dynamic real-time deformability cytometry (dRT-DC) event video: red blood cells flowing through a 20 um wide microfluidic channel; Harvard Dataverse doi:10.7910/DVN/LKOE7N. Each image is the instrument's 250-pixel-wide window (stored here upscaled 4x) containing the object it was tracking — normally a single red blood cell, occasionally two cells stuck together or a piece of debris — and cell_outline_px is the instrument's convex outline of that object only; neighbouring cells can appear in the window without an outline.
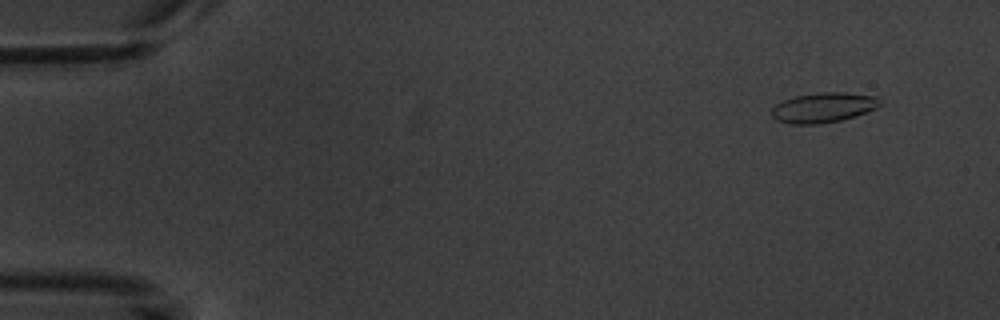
{"species": "common noctule bat (a hibernating species)", "species_latin": "Nyctalus noctula", "temperature_condition": "warm", "stored_images_in_passage": 8, "camera_frame_rate_fps": 3000, "um_per_image_px": 0.085, "animal": {"sex": "male", "body_mass_g": 20.1, "forearm_length_mm": 53.5}, "frame": {"image": 1, "passage_image": 2, "time_ms": 1.0, "image_size_px": [1000, 320], "cell_outline_px": [[884, 104], [876, 108], [856, 116], [840, 120], [820, 124], [792, 124], [776, 120], [772, 116], [772, 108], [776, 104], [784, 100], [796, 96], [820, 92], [848, 92], [880, 96]], "centroid_in_image_um": [70.06, 9.13], "position_along_channel_um": 14.9, "area_um2": 19.19}}
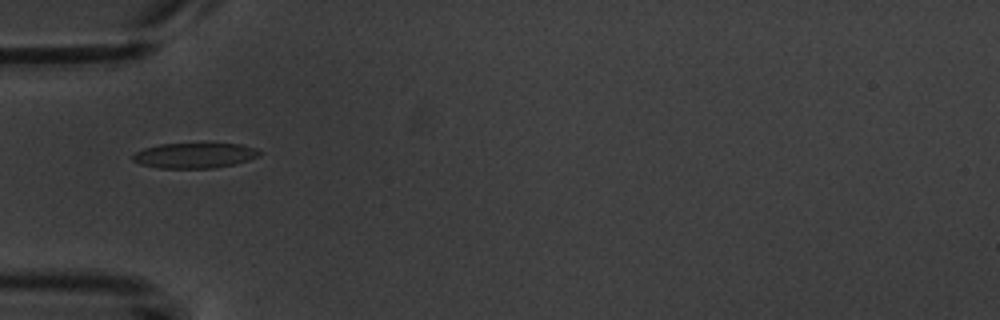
{"frame": {"image": 2, "passage_image": 6, "time_ms": 5.667, "image_size_px": [1000, 320], "cell_outline_px": [[264, 152], [260, 156], [236, 164], [212, 168], [156, 168], [140, 164], [132, 160], [132, 156], [136, 152], [144, 148], [160, 144], [240, 144], [256, 148]], "centroid_in_image_um": [16.56, 13.22], "position_along_channel_um": 68.4, "area_um2": 18.73}}
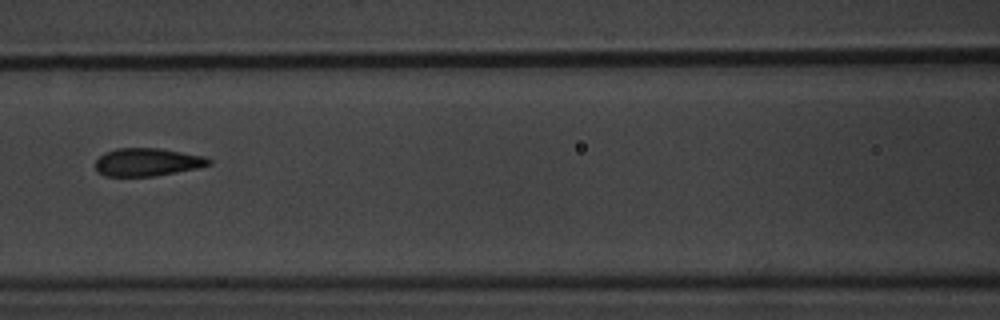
{"frame": {"image": 3, "passage_image": 8, "time_ms": 8.0, "image_size_px": [1000, 320], "cell_outline_px": [[212, 164], [196, 168], [156, 176], [104, 176], [96, 172], [96, 160], [104, 152], [116, 148], [160, 148], [204, 156], [212, 160]], "centroid_in_image_um": [12.5, 13.78], "position_along_channel_um": 154.1, "area_um2": 18.55}}